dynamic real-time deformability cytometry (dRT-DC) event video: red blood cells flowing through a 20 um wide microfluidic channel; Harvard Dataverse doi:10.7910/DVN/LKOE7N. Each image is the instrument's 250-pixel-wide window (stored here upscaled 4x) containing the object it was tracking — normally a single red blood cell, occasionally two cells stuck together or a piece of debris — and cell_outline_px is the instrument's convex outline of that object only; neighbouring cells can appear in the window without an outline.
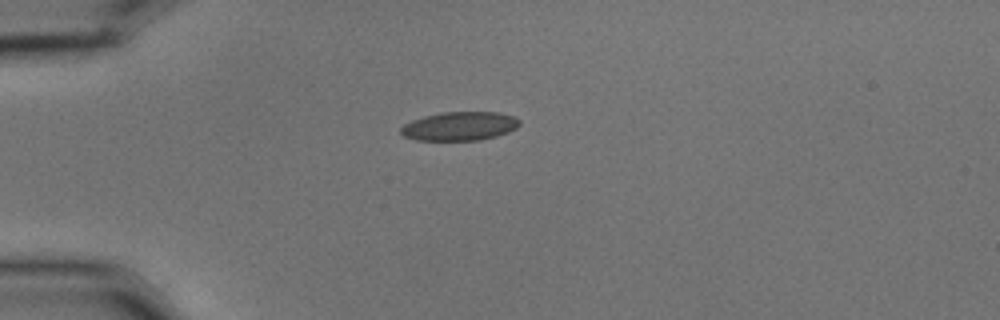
{"species": "common noctule bat (a hibernating species)", "species_latin": "Nyctalus noctula", "temperature_condition": "cold", "stored_images_in_passage": 12, "camera_frame_rate_fps": 3000, "um_per_image_px": 0.085, "animal": {"sex": "male", "body_mass_g": 15.6}, "frame": {"image": 1, "passage_image": 1, "time_ms": 0.0, "image_size_px": [1000, 320], "cell_outline_px": [[520, 124], [516, 128], [508, 132], [496, 136], [480, 140], [416, 140], [404, 136], [400, 132], [400, 128], [404, 124], [412, 120], [424, 116], [444, 112], [500, 112], [516, 116], [520, 120]], "centroid_in_image_um": [39.09, 10.72], "position_along_channel_um": 45.9, "area_um2": 20.0}}
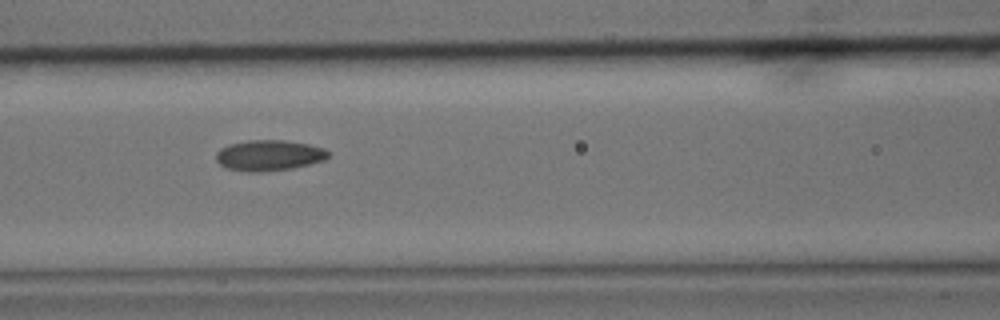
{"frame": {"image": 2, "passage_image": 11, "time_ms": 3.333, "image_size_px": [1000, 320], "cell_outline_px": [[328, 156], [324, 160], [292, 168], [260, 172], [248, 172], [224, 168], [216, 160], [216, 152], [220, 148], [228, 144], [248, 140], [284, 140], [308, 144], [324, 148], [328, 152]], "centroid_in_image_um": [22.81, 13.2], "position_along_channel_um": 143.8, "area_um2": 20.11}}